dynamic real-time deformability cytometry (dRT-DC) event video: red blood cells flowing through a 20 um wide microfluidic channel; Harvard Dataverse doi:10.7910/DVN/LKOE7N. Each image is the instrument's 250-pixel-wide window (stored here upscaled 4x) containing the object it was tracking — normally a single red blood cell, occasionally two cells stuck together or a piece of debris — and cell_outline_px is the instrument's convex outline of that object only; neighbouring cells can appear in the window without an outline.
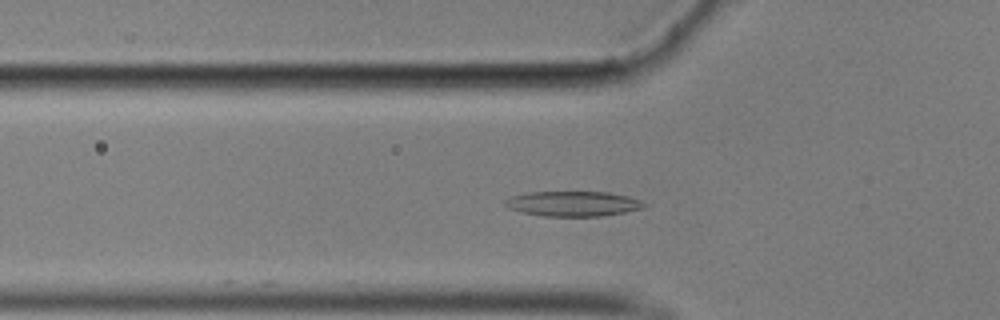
{"species": "common noctule bat (a hibernating species)", "species_latin": "Nyctalus noctula", "temperature_condition": "cold", "stored_images_in_passage": 27, "camera_frame_rate_fps": 3000, "um_per_image_px": 0.085, "animal": {"sex": "male", "body_mass_g": 17.9}, "frame": {"image": 1, "passage_image": 19, "time_ms": 6.0, "image_size_px": [1000, 320], "cell_outline_px": [[648, 204], [644, 208], [624, 212], [600, 216], [544, 216], [520, 212], [508, 208], [504, 204], [504, 200], [508, 196], [528, 192], [608, 192], [628, 196], [640, 200]], "centroid_in_image_um": [48.67, 17.31], "position_along_channel_um": 77.1, "area_um2": 20.46}}
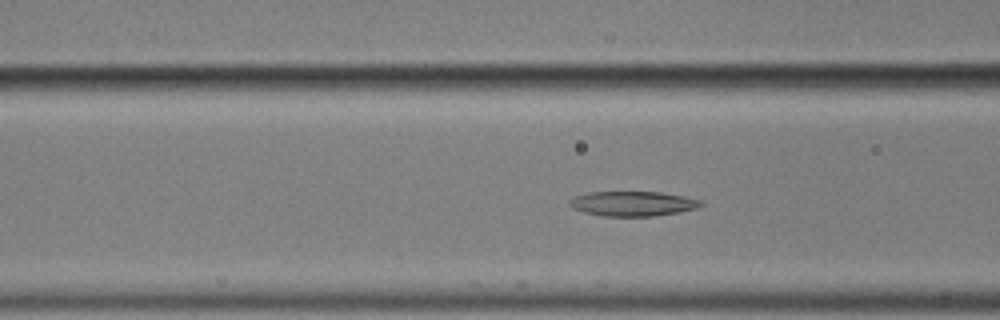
{"frame": {"image": 2, "passage_image": 22, "time_ms": 7.0, "image_size_px": [1000, 320], "cell_outline_px": [[704, 204], [696, 208], [680, 212], [652, 216], [600, 216], [584, 212], [572, 208], [568, 204], [568, 200], [576, 196], [588, 192], [660, 192], [684, 196], [704, 200]], "centroid_in_image_um": [53.79, 17.31], "position_along_channel_um": 112.8, "area_um2": 19.13}}
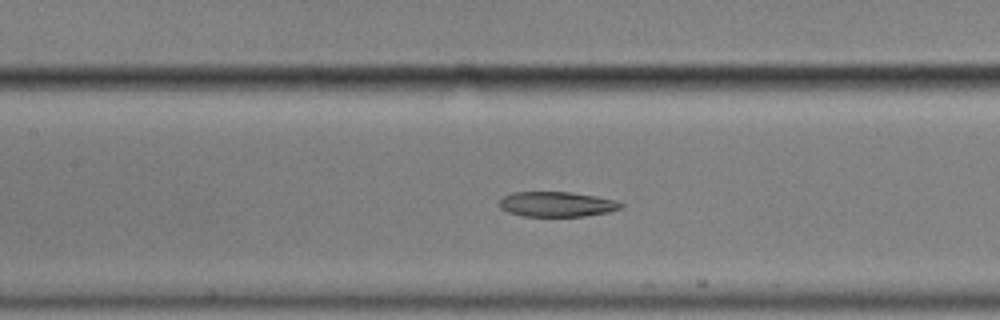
{"frame": {"image": 3, "passage_image": 26, "time_ms": 8.333, "image_size_px": [1000, 320], "cell_outline_px": [[624, 204], [620, 208], [608, 212], [584, 216], [524, 216], [508, 212], [500, 208], [500, 200], [504, 196], [512, 192], [572, 192], [596, 196], [616, 200]], "centroid_in_image_um": [47.33, 17.35], "position_along_channel_um": 160.1, "area_um2": 17.69}}